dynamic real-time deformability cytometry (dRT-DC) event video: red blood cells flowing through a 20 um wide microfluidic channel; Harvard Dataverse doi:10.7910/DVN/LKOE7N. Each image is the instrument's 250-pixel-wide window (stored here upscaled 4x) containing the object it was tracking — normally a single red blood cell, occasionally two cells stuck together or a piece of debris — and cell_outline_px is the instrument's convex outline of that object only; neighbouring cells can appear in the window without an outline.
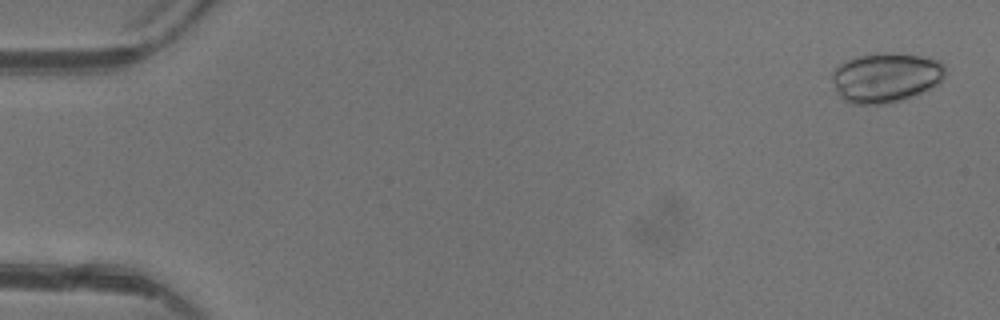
{"species": "common noctule bat (a hibernating species)", "species_latin": "Nyctalus noctula", "temperature_condition": "warm", "stored_images_in_passage": 4, "camera_frame_rate_fps": 3000, "um_per_image_px": 0.085, "animal": {"sex": "female"}, "frame": {"image": 1, "passage_image": 1, "time_ms": 0.0, "image_size_px": [1000, 320], "cell_outline_px": [[944, 76], [940, 84], [916, 96], [884, 104], [852, 104], [844, 100], [836, 92], [832, 80], [832, 72], [840, 64], [856, 56], [884, 52], [892, 52], [920, 56], [940, 60], [944, 64]], "centroid_in_image_um": [75.31, 6.59], "position_along_channel_um": 9.7, "area_um2": 33.12}}